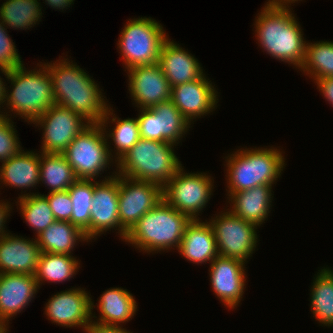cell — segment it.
I'll return each mask as SVG.
<instances>
[{"label":"cell","instance_id":"2","mask_svg":"<svg viewBox=\"0 0 333 333\" xmlns=\"http://www.w3.org/2000/svg\"><path fill=\"white\" fill-rule=\"evenodd\" d=\"M290 7L264 5L255 18L259 45L275 59L300 68L305 58L306 41Z\"/></svg>","mask_w":333,"mask_h":333},{"label":"cell","instance_id":"25","mask_svg":"<svg viewBox=\"0 0 333 333\" xmlns=\"http://www.w3.org/2000/svg\"><path fill=\"white\" fill-rule=\"evenodd\" d=\"M98 301L101 316L93 322L107 326L120 327L121 323L132 320L138 306L133 295L121 287L105 290Z\"/></svg>","mask_w":333,"mask_h":333},{"label":"cell","instance_id":"43","mask_svg":"<svg viewBox=\"0 0 333 333\" xmlns=\"http://www.w3.org/2000/svg\"><path fill=\"white\" fill-rule=\"evenodd\" d=\"M3 112L0 110V126L7 120L9 119V114H7L6 112ZM6 113V114H5ZM5 114V115H4Z\"/></svg>","mask_w":333,"mask_h":333},{"label":"cell","instance_id":"32","mask_svg":"<svg viewBox=\"0 0 333 333\" xmlns=\"http://www.w3.org/2000/svg\"><path fill=\"white\" fill-rule=\"evenodd\" d=\"M21 215L26 223L36 231L37 236L54 221L52 210L44 194L26 193L18 197Z\"/></svg>","mask_w":333,"mask_h":333},{"label":"cell","instance_id":"37","mask_svg":"<svg viewBox=\"0 0 333 333\" xmlns=\"http://www.w3.org/2000/svg\"><path fill=\"white\" fill-rule=\"evenodd\" d=\"M44 196L49 202L55 220H71L73 206L68 190L50 192L48 195Z\"/></svg>","mask_w":333,"mask_h":333},{"label":"cell","instance_id":"10","mask_svg":"<svg viewBox=\"0 0 333 333\" xmlns=\"http://www.w3.org/2000/svg\"><path fill=\"white\" fill-rule=\"evenodd\" d=\"M208 222L213 229L219 255L247 263L257 246V226L239 218L230 210L221 212Z\"/></svg>","mask_w":333,"mask_h":333},{"label":"cell","instance_id":"31","mask_svg":"<svg viewBox=\"0 0 333 333\" xmlns=\"http://www.w3.org/2000/svg\"><path fill=\"white\" fill-rule=\"evenodd\" d=\"M39 5L38 0H7L0 7V20L6 27L30 29L41 21L42 7Z\"/></svg>","mask_w":333,"mask_h":333},{"label":"cell","instance_id":"42","mask_svg":"<svg viewBox=\"0 0 333 333\" xmlns=\"http://www.w3.org/2000/svg\"><path fill=\"white\" fill-rule=\"evenodd\" d=\"M2 80L3 79L0 78V105L1 106L4 104L6 89H8L7 87H5L6 85ZM1 106H0V109H1Z\"/></svg>","mask_w":333,"mask_h":333},{"label":"cell","instance_id":"12","mask_svg":"<svg viewBox=\"0 0 333 333\" xmlns=\"http://www.w3.org/2000/svg\"><path fill=\"white\" fill-rule=\"evenodd\" d=\"M163 201V187L119 175V221L128 233L149 210Z\"/></svg>","mask_w":333,"mask_h":333},{"label":"cell","instance_id":"29","mask_svg":"<svg viewBox=\"0 0 333 333\" xmlns=\"http://www.w3.org/2000/svg\"><path fill=\"white\" fill-rule=\"evenodd\" d=\"M318 270L311 286V310L319 323L333 327V270Z\"/></svg>","mask_w":333,"mask_h":333},{"label":"cell","instance_id":"27","mask_svg":"<svg viewBox=\"0 0 333 333\" xmlns=\"http://www.w3.org/2000/svg\"><path fill=\"white\" fill-rule=\"evenodd\" d=\"M40 180L50 192L66 191L78 179L63 153L40 152Z\"/></svg>","mask_w":333,"mask_h":333},{"label":"cell","instance_id":"34","mask_svg":"<svg viewBox=\"0 0 333 333\" xmlns=\"http://www.w3.org/2000/svg\"><path fill=\"white\" fill-rule=\"evenodd\" d=\"M72 201L70 222L80 228L89 240L90 208L94 194V180L78 179L69 189Z\"/></svg>","mask_w":333,"mask_h":333},{"label":"cell","instance_id":"15","mask_svg":"<svg viewBox=\"0 0 333 333\" xmlns=\"http://www.w3.org/2000/svg\"><path fill=\"white\" fill-rule=\"evenodd\" d=\"M94 302L88 292L71 288L53 295L45 306L48 320L64 327H81L83 330L91 323Z\"/></svg>","mask_w":333,"mask_h":333},{"label":"cell","instance_id":"40","mask_svg":"<svg viewBox=\"0 0 333 333\" xmlns=\"http://www.w3.org/2000/svg\"><path fill=\"white\" fill-rule=\"evenodd\" d=\"M0 237L7 233V230L5 231V222L7 218L10 215V209L12 210V206L8 203V201H2L0 200ZM6 202V203H5Z\"/></svg>","mask_w":333,"mask_h":333},{"label":"cell","instance_id":"14","mask_svg":"<svg viewBox=\"0 0 333 333\" xmlns=\"http://www.w3.org/2000/svg\"><path fill=\"white\" fill-rule=\"evenodd\" d=\"M101 182L94 180V194L90 208L89 241L107 230H118L124 240L127 233L119 221V175L113 173ZM118 228V229H117ZM96 237V238H95Z\"/></svg>","mask_w":333,"mask_h":333},{"label":"cell","instance_id":"6","mask_svg":"<svg viewBox=\"0 0 333 333\" xmlns=\"http://www.w3.org/2000/svg\"><path fill=\"white\" fill-rule=\"evenodd\" d=\"M172 143L140 138L117 164L116 174L164 187L182 166Z\"/></svg>","mask_w":333,"mask_h":333},{"label":"cell","instance_id":"5","mask_svg":"<svg viewBox=\"0 0 333 333\" xmlns=\"http://www.w3.org/2000/svg\"><path fill=\"white\" fill-rule=\"evenodd\" d=\"M37 65L42 68L32 71L24 65L16 67L7 77L13 86L10 92L6 90L4 103L9 113L12 111L14 117L19 115L28 123H33L55 104L51 75L45 64Z\"/></svg>","mask_w":333,"mask_h":333},{"label":"cell","instance_id":"17","mask_svg":"<svg viewBox=\"0 0 333 333\" xmlns=\"http://www.w3.org/2000/svg\"><path fill=\"white\" fill-rule=\"evenodd\" d=\"M245 262L218 255L210 264L213 292L225 307L234 309L242 300L246 282Z\"/></svg>","mask_w":333,"mask_h":333},{"label":"cell","instance_id":"39","mask_svg":"<svg viewBox=\"0 0 333 333\" xmlns=\"http://www.w3.org/2000/svg\"><path fill=\"white\" fill-rule=\"evenodd\" d=\"M317 89L323 94L324 98L333 105V77H324L314 80Z\"/></svg>","mask_w":333,"mask_h":333},{"label":"cell","instance_id":"19","mask_svg":"<svg viewBox=\"0 0 333 333\" xmlns=\"http://www.w3.org/2000/svg\"><path fill=\"white\" fill-rule=\"evenodd\" d=\"M40 254L36 238L25 239L8 232L0 237V274L34 275Z\"/></svg>","mask_w":333,"mask_h":333},{"label":"cell","instance_id":"36","mask_svg":"<svg viewBox=\"0 0 333 333\" xmlns=\"http://www.w3.org/2000/svg\"><path fill=\"white\" fill-rule=\"evenodd\" d=\"M14 122L11 117L0 126V162L3 163L9 158L18 154L22 148L15 131Z\"/></svg>","mask_w":333,"mask_h":333},{"label":"cell","instance_id":"20","mask_svg":"<svg viewBox=\"0 0 333 333\" xmlns=\"http://www.w3.org/2000/svg\"><path fill=\"white\" fill-rule=\"evenodd\" d=\"M38 289L34 275L0 274V322L9 324L11 317L28 306Z\"/></svg>","mask_w":333,"mask_h":333},{"label":"cell","instance_id":"38","mask_svg":"<svg viewBox=\"0 0 333 333\" xmlns=\"http://www.w3.org/2000/svg\"><path fill=\"white\" fill-rule=\"evenodd\" d=\"M86 333H132L123 328L122 326H107L101 325L93 322L91 319V323L85 328Z\"/></svg>","mask_w":333,"mask_h":333},{"label":"cell","instance_id":"41","mask_svg":"<svg viewBox=\"0 0 333 333\" xmlns=\"http://www.w3.org/2000/svg\"><path fill=\"white\" fill-rule=\"evenodd\" d=\"M298 1H300V0H268V2L265 3V5L273 6V7H290L291 3H295ZM289 4H290V6H289Z\"/></svg>","mask_w":333,"mask_h":333},{"label":"cell","instance_id":"8","mask_svg":"<svg viewBox=\"0 0 333 333\" xmlns=\"http://www.w3.org/2000/svg\"><path fill=\"white\" fill-rule=\"evenodd\" d=\"M100 124H91L63 152L77 179L96 180L113 163L112 149ZM110 162V163H109Z\"/></svg>","mask_w":333,"mask_h":333},{"label":"cell","instance_id":"13","mask_svg":"<svg viewBox=\"0 0 333 333\" xmlns=\"http://www.w3.org/2000/svg\"><path fill=\"white\" fill-rule=\"evenodd\" d=\"M139 111L137 120L141 138L176 145L190 128L171 100Z\"/></svg>","mask_w":333,"mask_h":333},{"label":"cell","instance_id":"30","mask_svg":"<svg viewBox=\"0 0 333 333\" xmlns=\"http://www.w3.org/2000/svg\"><path fill=\"white\" fill-rule=\"evenodd\" d=\"M112 111V112H111ZM113 109L108 106L105 115L102 117L100 125L104 129L106 138L113 141L115 151V162H118L124 155L138 142L140 137L139 124L137 118H128L122 120L113 115ZM110 116V117H109ZM112 116V118H111ZM110 118V119H109ZM112 119V120H111ZM115 123L112 130L106 131L107 124Z\"/></svg>","mask_w":333,"mask_h":333},{"label":"cell","instance_id":"18","mask_svg":"<svg viewBox=\"0 0 333 333\" xmlns=\"http://www.w3.org/2000/svg\"><path fill=\"white\" fill-rule=\"evenodd\" d=\"M208 80L204 75L171 88L170 100L190 125L193 119L208 115L217 107L218 92Z\"/></svg>","mask_w":333,"mask_h":333},{"label":"cell","instance_id":"7","mask_svg":"<svg viewBox=\"0 0 333 333\" xmlns=\"http://www.w3.org/2000/svg\"><path fill=\"white\" fill-rule=\"evenodd\" d=\"M165 32L163 26L150 17L129 19L118 39L125 69L158 63L161 46L168 38Z\"/></svg>","mask_w":333,"mask_h":333},{"label":"cell","instance_id":"28","mask_svg":"<svg viewBox=\"0 0 333 333\" xmlns=\"http://www.w3.org/2000/svg\"><path fill=\"white\" fill-rule=\"evenodd\" d=\"M79 265L72 255L41 252L34 277L39 288L45 281L62 283L76 275Z\"/></svg>","mask_w":333,"mask_h":333},{"label":"cell","instance_id":"24","mask_svg":"<svg viewBox=\"0 0 333 333\" xmlns=\"http://www.w3.org/2000/svg\"><path fill=\"white\" fill-rule=\"evenodd\" d=\"M21 150L0 166V182L5 186L27 189L40 180V154Z\"/></svg>","mask_w":333,"mask_h":333},{"label":"cell","instance_id":"33","mask_svg":"<svg viewBox=\"0 0 333 333\" xmlns=\"http://www.w3.org/2000/svg\"><path fill=\"white\" fill-rule=\"evenodd\" d=\"M299 69L313 80L333 77V42L306 43L305 58Z\"/></svg>","mask_w":333,"mask_h":333},{"label":"cell","instance_id":"26","mask_svg":"<svg viewBox=\"0 0 333 333\" xmlns=\"http://www.w3.org/2000/svg\"><path fill=\"white\" fill-rule=\"evenodd\" d=\"M36 239L41 252L67 255H71L79 241H89L80 228L61 220H55Z\"/></svg>","mask_w":333,"mask_h":333},{"label":"cell","instance_id":"1","mask_svg":"<svg viewBox=\"0 0 333 333\" xmlns=\"http://www.w3.org/2000/svg\"><path fill=\"white\" fill-rule=\"evenodd\" d=\"M45 65L52 78L55 103L70 108L91 124H100L109 105L94 79L66 58Z\"/></svg>","mask_w":333,"mask_h":333},{"label":"cell","instance_id":"23","mask_svg":"<svg viewBox=\"0 0 333 333\" xmlns=\"http://www.w3.org/2000/svg\"><path fill=\"white\" fill-rule=\"evenodd\" d=\"M272 186L258 185L254 188L233 192L228 198L233 205L230 210L245 221L261 226L270 213L273 194Z\"/></svg>","mask_w":333,"mask_h":333},{"label":"cell","instance_id":"9","mask_svg":"<svg viewBox=\"0 0 333 333\" xmlns=\"http://www.w3.org/2000/svg\"><path fill=\"white\" fill-rule=\"evenodd\" d=\"M207 173H185L182 166L163 187V200L191 220L200 219L213 194V178ZM212 178V179H211Z\"/></svg>","mask_w":333,"mask_h":333},{"label":"cell","instance_id":"22","mask_svg":"<svg viewBox=\"0 0 333 333\" xmlns=\"http://www.w3.org/2000/svg\"><path fill=\"white\" fill-rule=\"evenodd\" d=\"M178 252L190 262L211 263L219 253L210 223L207 220H191L184 230Z\"/></svg>","mask_w":333,"mask_h":333},{"label":"cell","instance_id":"21","mask_svg":"<svg viewBox=\"0 0 333 333\" xmlns=\"http://www.w3.org/2000/svg\"><path fill=\"white\" fill-rule=\"evenodd\" d=\"M158 63L171 87L192 82L205 75L197 58L169 37L161 46Z\"/></svg>","mask_w":333,"mask_h":333},{"label":"cell","instance_id":"3","mask_svg":"<svg viewBox=\"0 0 333 333\" xmlns=\"http://www.w3.org/2000/svg\"><path fill=\"white\" fill-rule=\"evenodd\" d=\"M226 157L228 196L258 185L272 186L286 165L280 149L273 146L250 150L241 148Z\"/></svg>","mask_w":333,"mask_h":333},{"label":"cell","instance_id":"4","mask_svg":"<svg viewBox=\"0 0 333 333\" xmlns=\"http://www.w3.org/2000/svg\"><path fill=\"white\" fill-rule=\"evenodd\" d=\"M190 221L163 200L137 221L124 241L147 253L178 249Z\"/></svg>","mask_w":333,"mask_h":333},{"label":"cell","instance_id":"35","mask_svg":"<svg viewBox=\"0 0 333 333\" xmlns=\"http://www.w3.org/2000/svg\"><path fill=\"white\" fill-rule=\"evenodd\" d=\"M6 30L7 27L0 20V70L7 78L10 70L24 64Z\"/></svg>","mask_w":333,"mask_h":333},{"label":"cell","instance_id":"11","mask_svg":"<svg viewBox=\"0 0 333 333\" xmlns=\"http://www.w3.org/2000/svg\"><path fill=\"white\" fill-rule=\"evenodd\" d=\"M33 124L42 127V153H63L91 123L70 108L54 104Z\"/></svg>","mask_w":333,"mask_h":333},{"label":"cell","instance_id":"16","mask_svg":"<svg viewBox=\"0 0 333 333\" xmlns=\"http://www.w3.org/2000/svg\"><path fill=\"white\" fill-rule=\"evenodd\" d=\"M129 91L140 109L169 101L171 86L159 63L135 66L127 69Z\"/></svg>","mask_w":333,"mask_h":333},{"label":"cell","instance_id":"44","mask_svg":"<svg viewBox=\"0 0 333 333\" xmlns=\"http://www.w3.org/2000/svg\"><path fill=\"white\" fill-rule=\"evenodd\" d=\"M8 324L0 322V333H8Z\"/></svg>","mask_w":333,"mask_h":333}]
</instances>
